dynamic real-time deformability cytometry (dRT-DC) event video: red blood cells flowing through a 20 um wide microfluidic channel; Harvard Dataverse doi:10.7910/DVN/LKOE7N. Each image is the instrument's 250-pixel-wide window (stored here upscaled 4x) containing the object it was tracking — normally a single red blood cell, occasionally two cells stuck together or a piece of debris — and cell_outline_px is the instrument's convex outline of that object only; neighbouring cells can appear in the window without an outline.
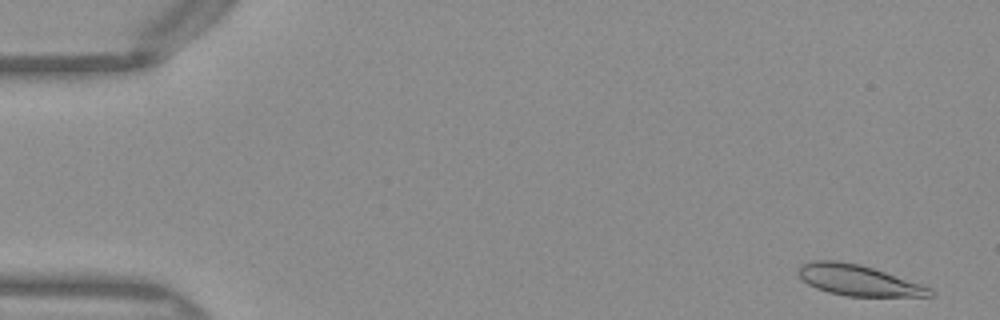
{"species": "Egyptian fruit bat (a non-hibernating species)", "species_latin": "Rousettus aegyptiacus", "temperature_condition": "warm", "stored_images_in_passage": 49, "camera_frame_rate_fps": 3000, "um_per_image_px": 0.085, "frame": {"image": 1, "passage_image": 1, "time_ms": 0.0, "image_size_px": [1000, 320], "cell_outline_px": [[936, 296], [848, 296], [828, 292], [816, 288], [808, 284], [796, 272], [800, 264], [812, 260], [836, 260], [860, 264], [924, 284], [932, 288], [936, 292]], "centroid_in_image_um": [72.99, 23.81], "position_along_channel_um": 12.0, "area_um2": 23.87}}
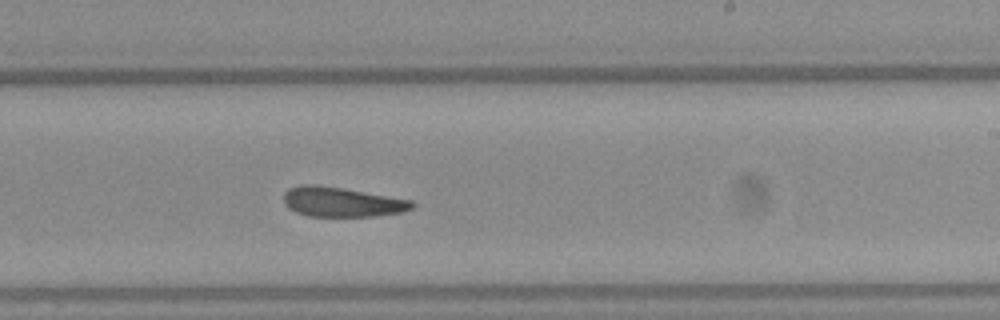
{"frame": {"image": 2, "passage_image": 29, "time_ms": 9.333, "image_size_px": [1000, 320], "cell_outline_px": [[416, 204], [412, 208], [404, 212], [376, 216], [308, 216], [296, 212], [288, 208], [284, 204], [284, 192], [288, 188], [300, 184], [316, 184], [412, 200]], "centroid_in_image_um": [29.03, 17.17], "position_along_channel_um": 260.0, "area_um2": 22.25}}
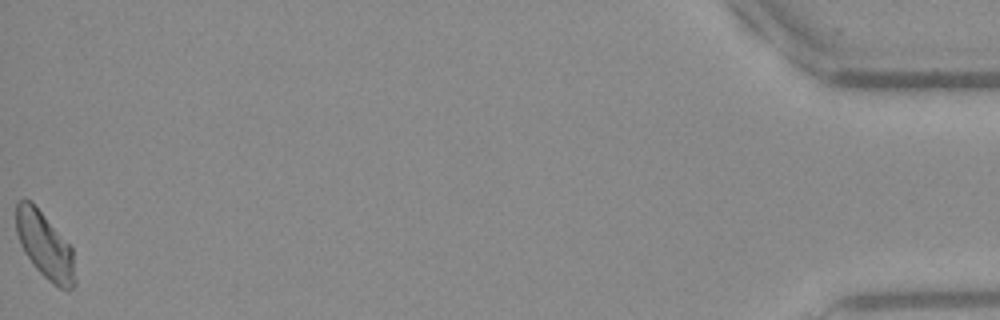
{"frame": {"image": 3, "passage_image": 49, "time_ms": 16.0, "image_size_px": [1000, 320], "cell_outline_px": [[76, 284], [72, 288], [60, 288], [52, 284], [32, 264], [24, 252], [20, 244], [16, 232], [16, 204], [20, 200], [32, 200], [72, 248], [76, 280]], "centroid_in_image_um": [3.81, 20.86], "position_along_channel_um": 431.4, "area_um2": 22.77}, "authors_computed_cell_mechanics": {"area_um2": 23.2356, "velocity_mm_per_s": 4.033, "shape_relaxation_time_tau1_ms": null, "shape_relaxation_time_tau2_ms": 3.1339, "deformation_change_tau1": null, "deformation_change_tau2": 0.0815}}